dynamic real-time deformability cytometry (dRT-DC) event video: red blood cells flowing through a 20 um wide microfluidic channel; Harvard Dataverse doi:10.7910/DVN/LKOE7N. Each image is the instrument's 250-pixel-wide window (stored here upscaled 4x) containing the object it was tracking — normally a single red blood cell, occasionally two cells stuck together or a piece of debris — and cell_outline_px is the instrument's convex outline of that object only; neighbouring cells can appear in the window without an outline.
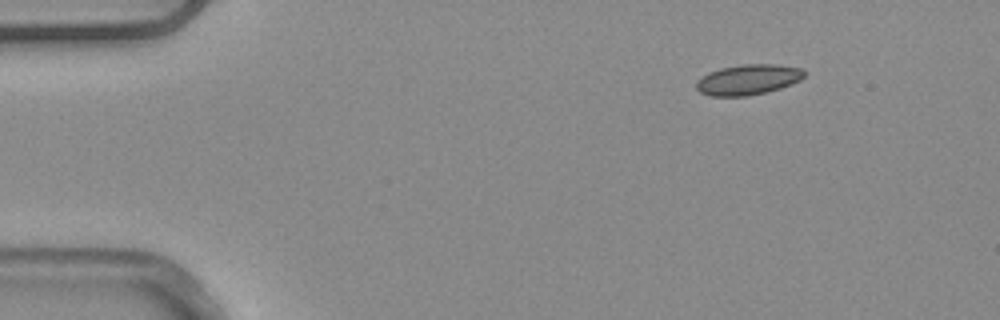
{"species": "common noctule bat (a hibernating species)", "species_latin": "Nyctalus noctula", "temperature_condition": "warm", "stored_images_in_passage": 5, "camera_frame_rate_fps": 3000, "um_per_image_px": 0.085, "animal": {"sex": "male", "body_mass_g": 20.4}, "frame": {"image": 1, "passage_image": 1, "time_ms": 0.0, "image_size_px": [1000, 320], "cell_outline_px": [[804, 76], [800, 80], [792, 84], [780, 88], [748, 96], [712, 96], [700, 92], [696, 88], [696, 80], [708, 72], [720, 68], [740, 64], [776, 64], [804, 68]], "centroid_in_image_um": [63.58, 6.75], "position_along_channel_um": 21.4, "area_um2": 19.25}}
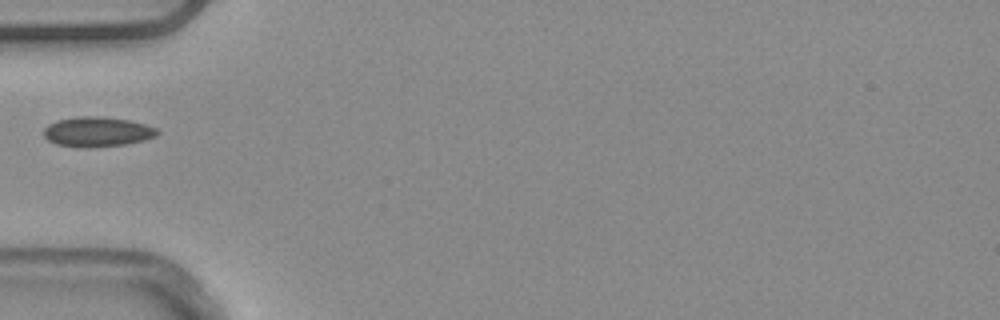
{"frame": {"image": 2, "passage_image": 4, "time_ms": 1.0, "image_size_px": [1000, 320], "cell_outline_px": [[160, 132], [156, 136], [144, 140], [128, 144], [88, 148], [84, 148], [56, 144], [48, 140], [44, 136], [44, 128], [48, 124], [56, 120], [80, 116], [100, 116], [128, 120], [144, 124], [156, 128]], "centroid_in_image_um": [8.26, 11.21], "position_along_channel_um": 76.7, "area_um2": 19.88}}